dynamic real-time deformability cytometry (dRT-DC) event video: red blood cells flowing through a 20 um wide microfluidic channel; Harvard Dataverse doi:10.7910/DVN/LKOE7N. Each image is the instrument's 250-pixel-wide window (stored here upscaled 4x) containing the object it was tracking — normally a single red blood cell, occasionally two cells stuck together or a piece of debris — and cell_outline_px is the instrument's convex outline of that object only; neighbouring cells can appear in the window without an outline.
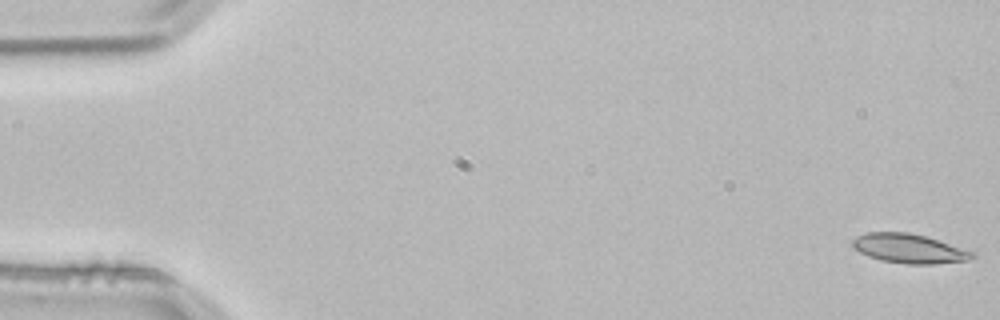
{"species": "common noctule bat (a hibernating species)", "species_latin": "Nyctalus noctula", "temperature_condition": "room temperature", "stored_images_in_passage": 3, "camera_frame_rate_fps": 3000, "um_per_image_px": 0.085, "animal": {"sex": "male", "body_mass_g": 21.5, "forearm_length_mm": 52.0}, "frame": {"image": 1, "passage_image": 1, "time_ms": 0.0, "image_size_px": [1000, 320], "cell_outline_px": [[976, 256], [968, 260], [936, 264], [904, 264], [880, 260], [868, 256], [852, 248], [852, 240], [856, 236], [868, 232], [908, 232], [924, 236], [976, 252]], "centroid_in_image_um": [77.26, 21.13], "position_along_channel_um": 7.7, "area_um2": 20.52}}